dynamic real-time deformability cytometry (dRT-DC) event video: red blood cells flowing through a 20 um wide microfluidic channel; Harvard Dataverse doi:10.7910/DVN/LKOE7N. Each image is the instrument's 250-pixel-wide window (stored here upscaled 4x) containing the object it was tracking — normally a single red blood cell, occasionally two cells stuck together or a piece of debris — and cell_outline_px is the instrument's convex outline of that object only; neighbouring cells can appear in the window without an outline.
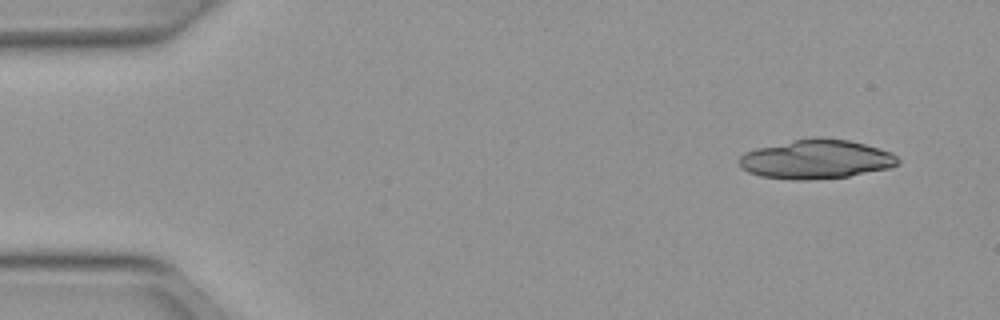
{"species": "Egyptian fruit bat (a non-hibernating species)", "species_latin": "Rousettus aegyptiacus", "temperature_condition": "warm", "stored_images_in_passage": 16, "camera_frame_rate_fps": 3000, "um_per_image_px": 0.085, "animal": {"sex": "female"}, "frame": {"image": 1, "passage_image": 1, "time_ms": 0.0, "image_size_px": [1000, 320], "cell_outline_px": [[900, 164], [888, 168], [848, 176], [808, 180], [796, 180], [760, 176], [748, 172], [740, 168], [736, 160], [744, 152], [756, 148], [792, 140], [812, 136], [820, 136], [848, 140], [864, 144], [892, 152], [900, 160]], "centroid_in_image_um": [69.33, 13.52], "position_along_channel_um": 15.7, "area_um2": 36.53}}